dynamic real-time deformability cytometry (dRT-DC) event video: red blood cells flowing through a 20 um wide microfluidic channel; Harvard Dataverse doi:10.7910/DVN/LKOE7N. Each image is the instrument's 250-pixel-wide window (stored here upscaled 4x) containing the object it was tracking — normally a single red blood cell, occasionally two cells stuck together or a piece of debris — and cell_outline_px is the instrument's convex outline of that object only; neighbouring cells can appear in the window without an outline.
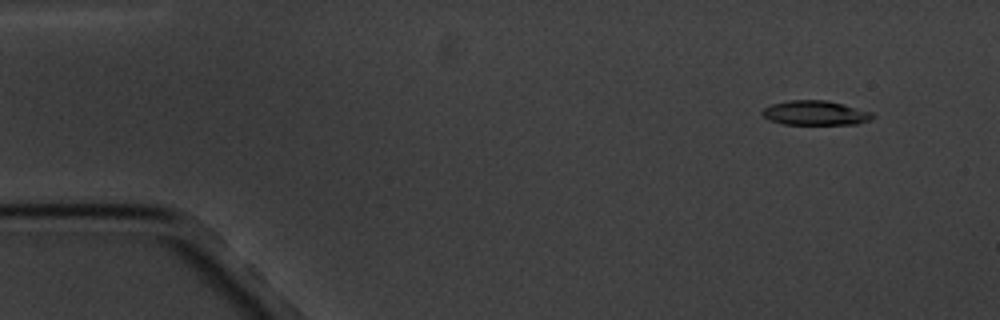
{"species": "common noctule bat (a hibernating species)", "species_latin": "Nyctalus noctula", "temperature_condition": "cold", "stored_images_in_passage": 6, "camera_frame_rate_fps": 3000, "um_per_image_px": 0.085, "animal": {"sex": "male", "body_mass_g": 20.1, "forearm_length_mm": 53.5}, "frame": {"image": 1, "passage_image": 2, "time_ms": 1.0, "image_size_px": [1000, 320], "cell_outline_px": [[876, 116], [868, 120], [856, 124], [784, 124], [768, 120], [760, 112], [764, 108], [772, 104], [788, 100], [828, 100], [872, 112]], "centroid_in_image_um": [69.28, 9.6], "position_along_channel_um": 15.7, "area_um2": 15.72}}
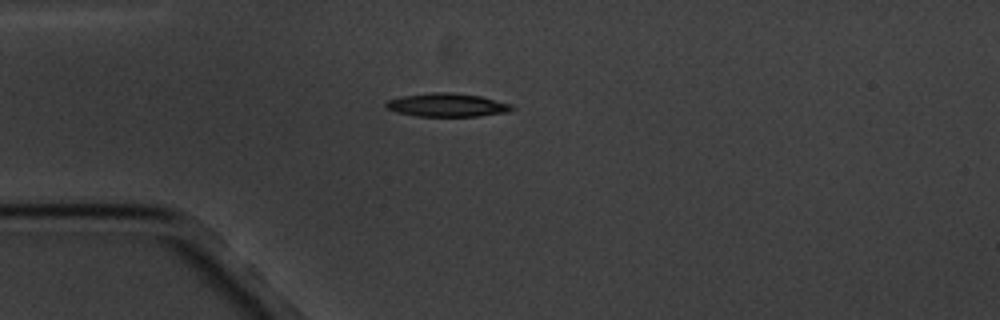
{"frame": {"image": 2, "passage_image": 4, "time_ms": 4.333, "image_size_px": [1000, 320], "cell_outline_px": [[516, 108], [508, 112], [476, 116], [416, 116], [396, 112], [384, 108], [384, 104], [388, 100], [404, 96], [432, 92], [452, 92], [480, 96], [512, 104]], "centroid_in_image_um": [38.0, 8.93], "position_along_channel_um": 47.0, "area_um2": 17.22}}
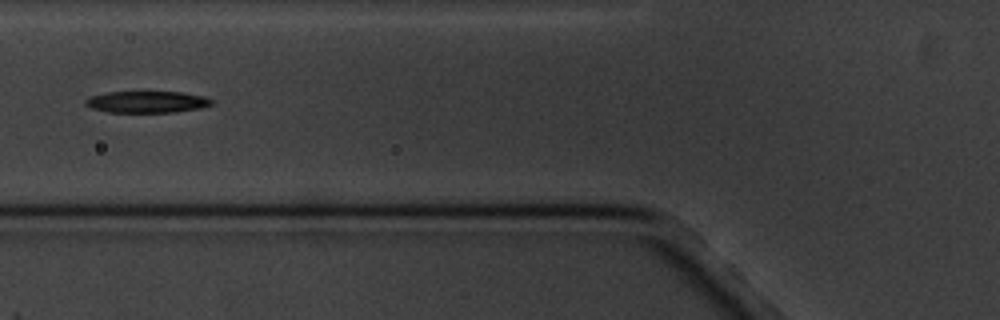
{"frame": {"image": 3, "passage_image": 6, "time_ms": 6.667, "image_size_px": [1000, 320], "cell_outline_px": [[212, 104], [200, 108], [176, 112], [108, 112], [92, 108], [84, 104], [84, 100], [92, 96], [108, 92], [184, 92], [204, 96], [212, 100]], "centroid_in_image_um": [12.5, 8.66], "position_along_channel_um": 113.3, "area_um2": 15.84}}